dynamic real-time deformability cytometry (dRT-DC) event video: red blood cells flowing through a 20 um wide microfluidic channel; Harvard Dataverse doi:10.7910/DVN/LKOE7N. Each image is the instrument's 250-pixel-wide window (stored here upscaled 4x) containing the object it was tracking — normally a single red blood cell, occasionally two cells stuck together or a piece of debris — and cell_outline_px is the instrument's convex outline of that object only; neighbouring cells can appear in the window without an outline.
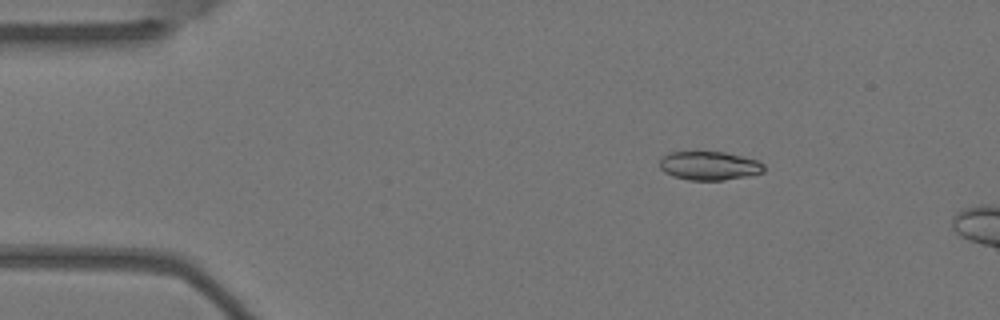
{"species": "Egyptian fruit bat (a non-hibernating species)", "species_latin": "Rousettus aegyptiacus", "temperature_condition": "warm", "stored_images_in_passage": 3, "camera_frame_rate_fps": 3000, "um_per_image_px": 0.085, "animal": {"sex": "female"}, "frame": {"image": 1, "passage_image": 2, "time_ms": 0.333, "image_size_px": [1000, 320], "cell_outline_px": [[764, 172], [748, 176], [724, 180], [688, 180], [672, 176], [664, 172], [660, 168], [660, 160], [664, 156], [672, 152], [724, 152], [756, 160], [764, 164]], "centroid_in_image_um": [60.29, 14.1], "position_along_channel_um": 24.7, "area_um2": 17.34}}